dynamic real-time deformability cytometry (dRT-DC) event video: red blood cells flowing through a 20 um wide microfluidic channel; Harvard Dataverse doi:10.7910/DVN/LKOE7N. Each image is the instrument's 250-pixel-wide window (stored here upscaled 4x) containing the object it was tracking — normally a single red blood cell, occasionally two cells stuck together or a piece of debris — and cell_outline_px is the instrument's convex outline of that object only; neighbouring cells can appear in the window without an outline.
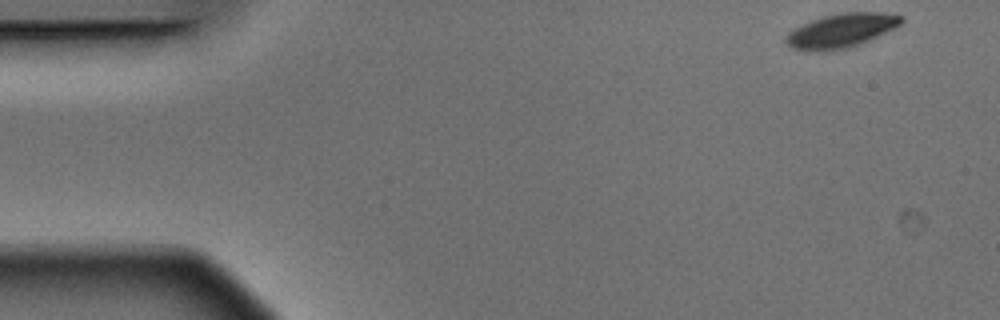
{"species": "Egyptian fruit bat (a non-hibernating species)", "species_latin": "Rousettus aegyptiacus", "temperature_condition": "warm", "stored_images_in_passage": 4, "camera_frame_rate_fps": 3000, "um_per_image_px": 0.085, "animal": {"sex": "male"}, "frame": {"image": 1, "passage_image": 1, "time_ms": 0.0, "image_size_px": [1000, 320], "cell_outline_px": [[904, 20], [896, 28], [860, 44], [848, 48], [792, 48], [784, 40], [784, 36], [792, 28], [812, 20], [824, 16], [844, 12], [880, 12], [904, 16]], "centroid_in_image_um": [71.56, 2.54], "position_along_channel_um": 13.4, "area_um2": 22.25}}
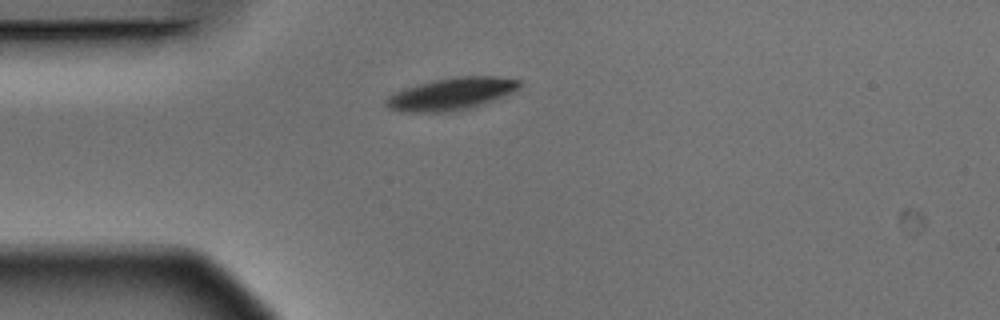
{"frame": {"image": 2, "passage_image": 4, "time_ms": 1.0, "image_size_px": [1000, 320], "cell_outline_px": [[520, 88], [504, 96], [472, 108], [444, 112], [412, 112], [392, 108], [384, 104], [384, 100], [388, 96], [404, 88], [432, 80], [456, 76], [496, 76], [520, 80]], "centroid_in_image_um": [38.39, 7.97], "position_along_channel_um": 46.6, "area_um2": 24.91}}